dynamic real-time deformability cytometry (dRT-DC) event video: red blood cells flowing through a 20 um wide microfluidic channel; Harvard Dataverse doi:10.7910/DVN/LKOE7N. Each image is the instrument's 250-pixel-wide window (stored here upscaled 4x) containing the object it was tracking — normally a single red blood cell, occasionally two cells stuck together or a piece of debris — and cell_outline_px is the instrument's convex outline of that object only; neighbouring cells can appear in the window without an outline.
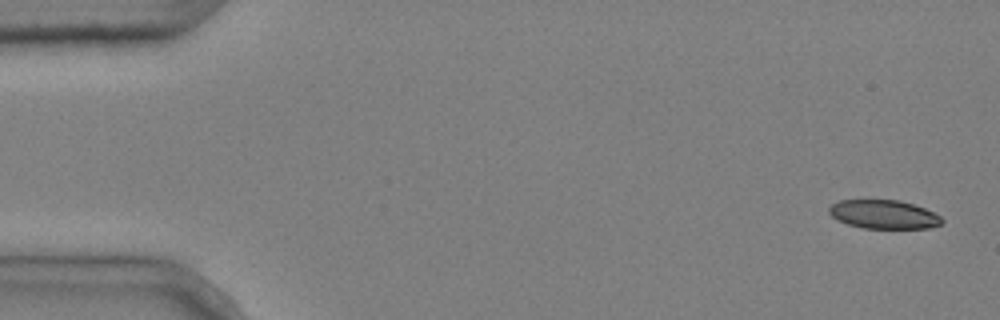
{"species": "common noctule bat (a hibernating species)", "species_latin": "Nyctalus noctula", "temperature_condition": "cold", "stored_images_in_passage": 5, "camera_frame_rate_fps": 3000, "um_per_image_px": 0.085, "animal": {"sex": "male", "body_mass_g": 20.4}, "frame": {"image": 1, "passage_image": 1, "time_ms": 0.0, "image_size_px": [1000, 320], "cell_outline_px": [[944, 220], [940, 224], [928, 228], [864, 228], [848, 224], [836, 220], [828, 212], [828, 208], [832, 204], [840, 200], [900, 200], [924, 208], [940, 216]], "centroid_in_image_um": [75.09, 18.22], "position_along_channel_um": 9.9, "area_um2": 18.79}}
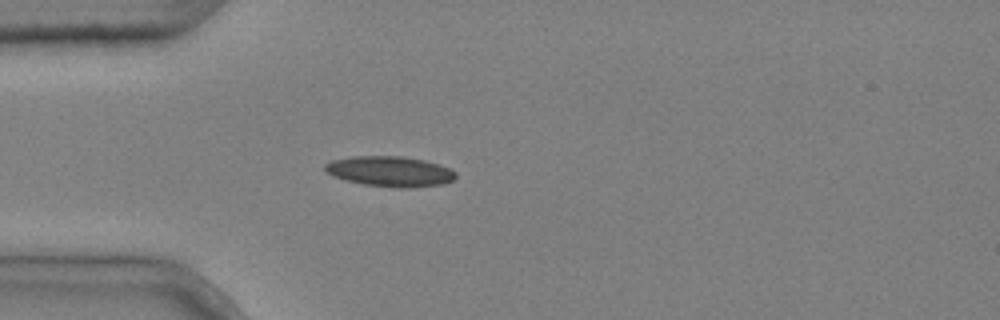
{"frame": {"image": 2, "passage_image": 5, "time_ms": 1.333, "image_size_px": [1000, 320], "cell_outline_px": [[456, 176], [452, 180], [440, 184], [400, 188], [392, 188], [364, 184], [332, 176], [324, 168], [324, 164], [332, 160], [352, 156], [400, 156], [424, 160], [440, 164], [456, 172]], "centroid_in_image_um": [33.13, 14.56], "position_along_channel_um": 51.9, "area_um2": 22.89}}